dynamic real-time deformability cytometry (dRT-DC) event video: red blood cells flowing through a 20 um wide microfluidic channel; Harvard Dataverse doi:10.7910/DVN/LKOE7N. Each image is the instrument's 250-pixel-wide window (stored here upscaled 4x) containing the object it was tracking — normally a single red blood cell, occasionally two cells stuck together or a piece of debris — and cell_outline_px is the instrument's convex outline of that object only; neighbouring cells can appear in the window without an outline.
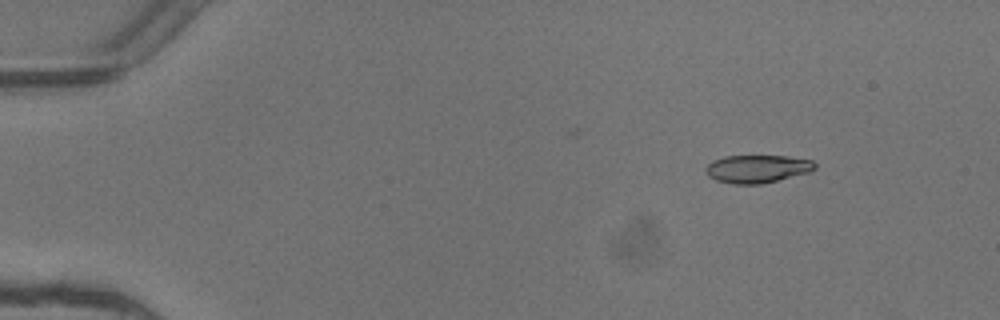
{"species": "common noctule bat (a hibernating species)", "species_latin": "Nyctalus noctula", "temperature_condition": "warm", "stored_images_in_passage": 4, "camera_frame_rate_fps": 3000, "um_per_image_px": 0.085, "animal": {"sex": "female"}, "frame": {"image": 1, "passage_image": 1, "time_ms": 0.0, "image_size_px": [1000, 320], "cell_outline_px": [[816, 168], [808, 172], [760, 184], [732, 184], [716, 180], [708, 176], [704, 168], [712, 160], [724, 156], [784, 156], [812, 160], [816, 164]], "centroid_in_image_um": [64.32, 14.34], "position_along_channel_um": 20.7, "area_um2": 17.63}}
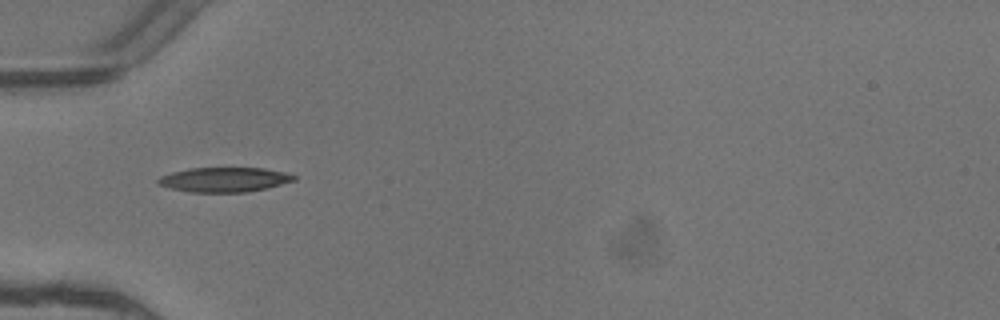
{"frame": {"image": 2, "passage_image": 4, "time_ms": 1.0, "image_size_px": [1000, 320], "cell_outline_px": [[296, 180], [268, 188], [248, 192], [192, 192], [172, 188], [156, 184], [156, 180], [160, 176], [172, 172], [192, 168], [264, 168], [284, 172], [296, 176]], "centroid_in_image_um": [19.08, 15.27], "position_along_channel_um": 65.9, "area_um2": 19.48}}